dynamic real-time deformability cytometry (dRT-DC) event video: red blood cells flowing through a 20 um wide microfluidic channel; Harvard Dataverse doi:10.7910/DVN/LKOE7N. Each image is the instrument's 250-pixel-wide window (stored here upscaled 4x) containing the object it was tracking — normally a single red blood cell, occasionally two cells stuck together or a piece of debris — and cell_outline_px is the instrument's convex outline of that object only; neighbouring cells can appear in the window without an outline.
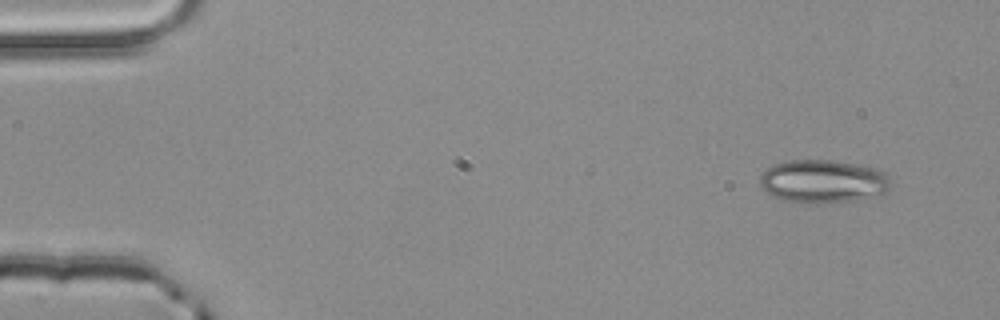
{"species": "common noctule bat (a hibernating species)", "species_latin": "Nyctalus noctula", "temperature_condition": "room temperature", "stored_images_in_passage": 3, "camera_frame_rate_fps": 3000, "um_per_image_px": 0.085, "animal": {"sex": "male", "body_mass_g": 20.4}, "frame": {"image": 1, "passage_image": 1, "time_ms": 0.0, "image_size_px": [1000, 320], "cell_outline_px": [[892, 184], [884, 192], [852, 200], [816, 204], [804, 204], [784, 200], [768, 192], [760, 184], [760, 176], [768, 168], [776, 164], [792, 160], [828, 160], [876, 168], [884, 172], [888, 176]], "centroid_in_image_um": [69.95, 15.42], "position_along_channel_um": 15.1, "area_um2": 32.31}}
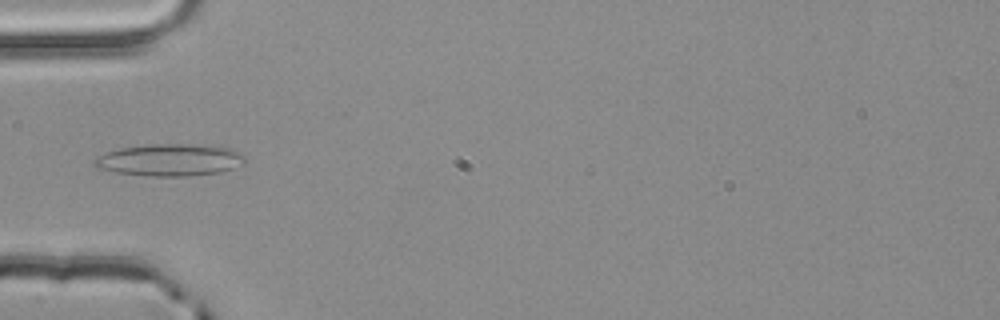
{"frame": {"image": 2, "passage_image": 3, "time_ms": 0.667, "image_size_px": [1000, 320], "cell_outline_px": [[244, 164], [220, 172], [188, 176], [148, 176], [116, 172], [96, 168], [92, 164], [96, 156], [120, 148], [148, 144], [212, 144], [232, 148], [240, 152], [244, 156]], "centroid_in_image_um": [14.46, 13.58], "position_along_channel_um": 70.5, "area_um2": 28.5}}